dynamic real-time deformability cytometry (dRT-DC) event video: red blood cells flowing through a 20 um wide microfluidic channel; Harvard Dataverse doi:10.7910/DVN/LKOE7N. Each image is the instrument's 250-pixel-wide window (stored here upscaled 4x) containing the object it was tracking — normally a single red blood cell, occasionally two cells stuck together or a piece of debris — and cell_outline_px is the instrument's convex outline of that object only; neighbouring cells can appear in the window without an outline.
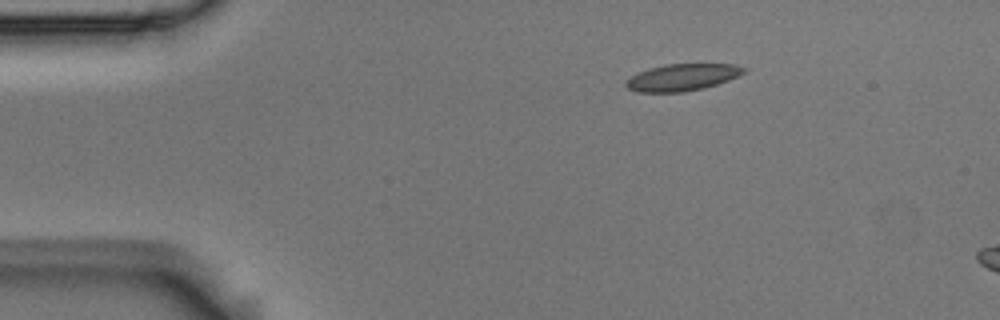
{"species": "Egyptian fruit bat (a non-hibernating species)", "species_latin": "Rousettus aegyptiacus", "temperature_condition": "room temperature", "stored_images_in_passage": 3, "camera_frame_rate_fps": 3000, "um_per_image_px": 0.085, "animal": {"sex": "male"}, "frame": {"image": 1, "passage_image": 1, "time_ms": 0.0, "image_size_px": [1000, 320], "cell_outline_px": [[748, 68], [744, 72], [728, 80], [704, 88], [684, 92], [636, 92], [628, 88], [624, 84], [624, 80], [636, 72], [648, 68], [664, 64], [736, 64]], "centroid_in_image_um": [57.93, 6.57], "position_along_channel_um": 27.1, "area_um2": 18.67}}